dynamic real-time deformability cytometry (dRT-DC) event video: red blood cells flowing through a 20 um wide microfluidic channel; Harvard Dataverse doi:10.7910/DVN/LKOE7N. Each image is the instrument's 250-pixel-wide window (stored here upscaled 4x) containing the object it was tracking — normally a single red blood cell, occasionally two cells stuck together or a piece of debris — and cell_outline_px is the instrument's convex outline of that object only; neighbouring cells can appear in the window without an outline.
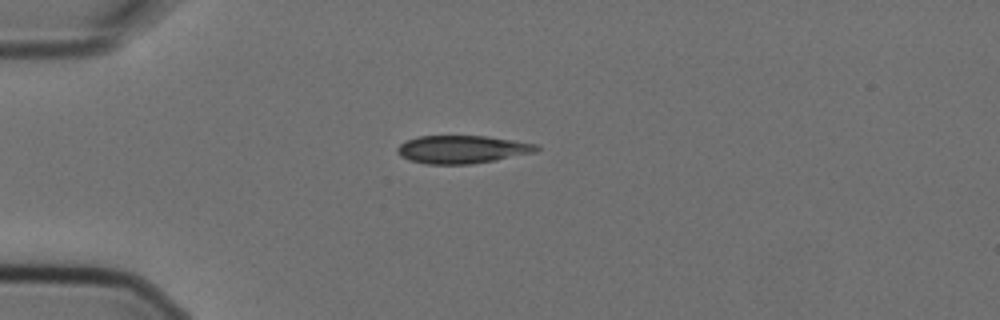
{"species": "Egyptian fruit bat (a non-hibernating species)", "species_latin": "Rousettus aegyptiacus", "temperature_condition": "cold", "stored_images_in_passage": 7, "camera_frame_rate_fps": 3000, "um_per_image_px": 0.085, "animal": {"sex": "female"}, "frame": {"image": 1, "passage_image": 1, "time_ms": 0.0, "image_size_px": [1000, 320], "cell_outline_px": [[540, 148], [536, 152], [492, 160], [468, 164], [424, 164], [408, 160], [400, 156], [396, 152], [396, 148], [404, 140], [420, 136], [484, 136], [512, 140], [536, 144]], "centroid_in_image_um": [39.2, 12.69], "position_along_channel_um": 45.8, "area_um2": 22.54}}
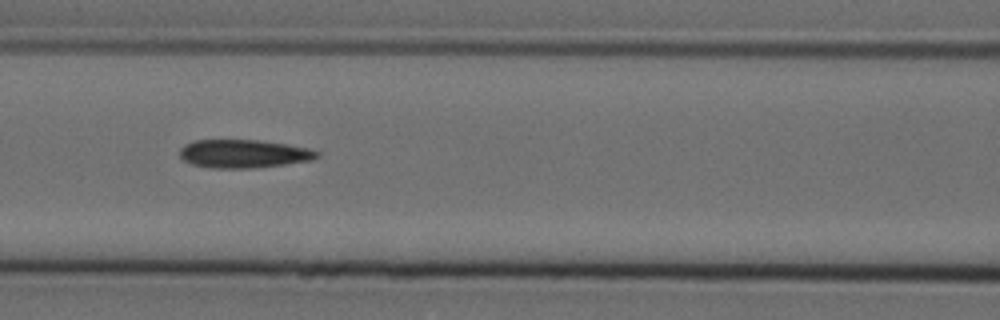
{"frame": {"image": 2, "passage_image": 4, "time_ms": 1.0, "image_size_px": [1000, 320], "cell_outline_px": [[320, 156], [312, 160], [256, 168], [212, 168], [192, 164], [184, 160], [180, 156], [180, 148], [184, 144], [196, 140], [256, 140], [288, 144], [308, 148], [320, 152]], "centroid_in_image_um": [20.72, 13.07], "position_along_channel_um": 145.9, "area_um2": 22.66}}
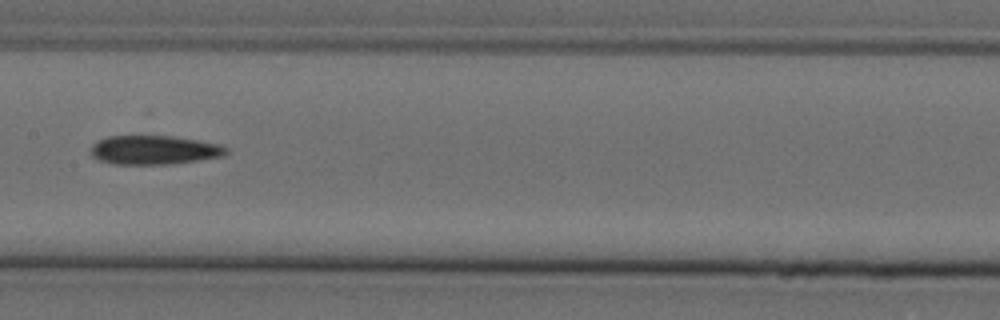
{"frame": {"image": 3, "passage_image": 5, "time_ms": 1.333, "image_size_px": [1000, 320], "cell_outline_px": [[228, 152], [224, 156], [172, 164], [112, 164], [100, 160], [92, 156], [92, 144], [108, 136], [172, 136], [224, 144], [228, 148]], "centroid_in_image_um": [13.16, 12.75], "position_along_channel_um": 194.2, "area_um2": 22.95}}